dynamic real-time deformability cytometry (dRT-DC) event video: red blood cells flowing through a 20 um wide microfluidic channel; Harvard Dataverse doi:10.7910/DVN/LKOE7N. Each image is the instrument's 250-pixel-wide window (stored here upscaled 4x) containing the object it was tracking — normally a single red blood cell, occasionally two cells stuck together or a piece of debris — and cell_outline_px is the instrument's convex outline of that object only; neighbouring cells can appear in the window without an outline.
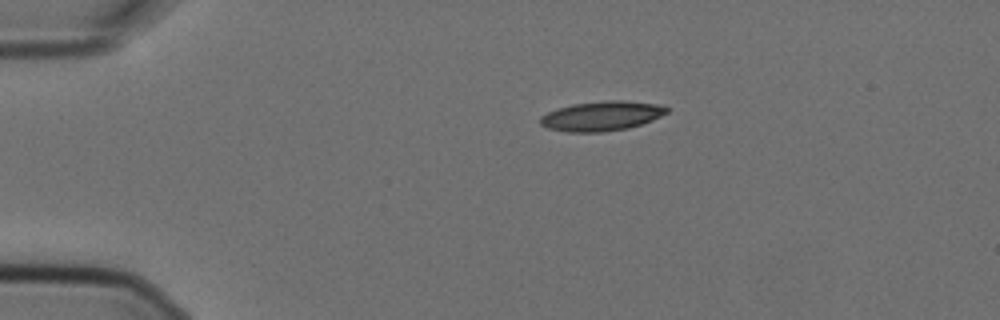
{"species": "Egyptian fruit bat (a non-hibernating species)", "species_latin": "Rousettus aegyptiacus", "temperature_condition": "cold", "stored_images_in_passage": 7, "camera_frame_rate_fps": 3000, "um_per_image_px": 0.085, "animal": {"sex": "female"}, "frame": {"image": 1, "passage_image": 1, "time_ms": 0.0, "image_size_px": [1000, 320], "cell_outline_px": [[668, 112], [652, 120], [628, 128], [604, 132], [568, 132], [548, 128], [540, 124], [540, 116], [556, 108], [572, 104], [608, 100], [624, 100], [656, 104], [668, 108]], "centroid_in_image_um": [51.11, 9.86], "position_along_channel_um": 33.9, "area_um2": 21.79}}
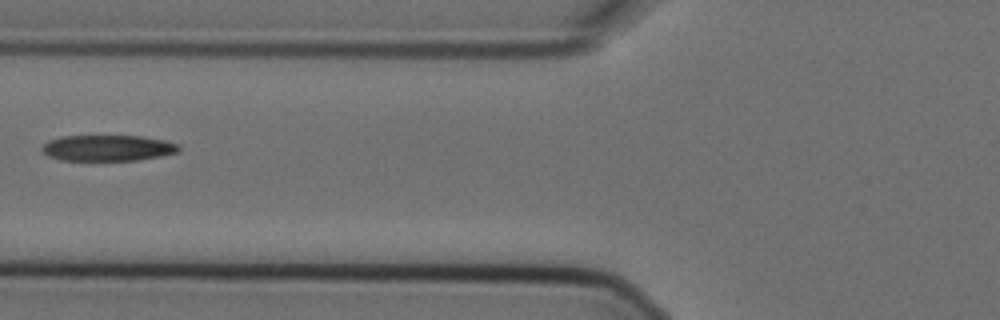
{"frame": {"image": 2, "passage_image": 4, "time_ms": 1.0, "image_size_px": [1000, 320], "cell_outline_px": [[180, 152], [160, 156], [136, 160], [60, 160], [48, 156], [40, 152], [40, 148], [48, 140], [60, 136], [140, 136], [164, 140], [180, 144]], "centroid_in_image_um": [9.13, 12.58], "position_along_channel_um": 116.7, "area_um2": 20.87}}
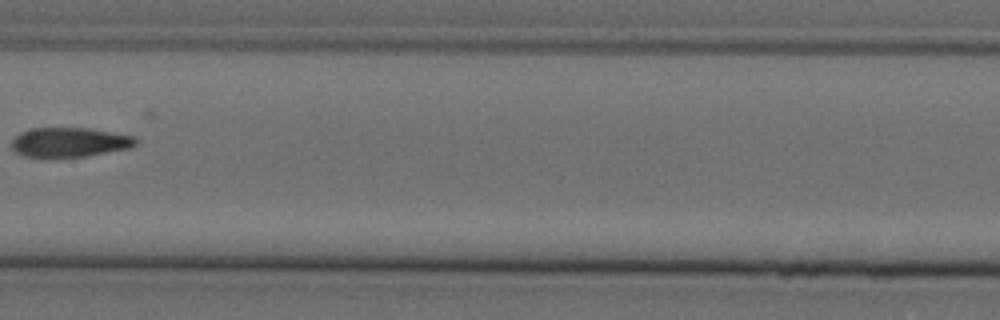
{"frame": {"image": 3, "passage_image": 6, "time_ms": 1.667, "image_size_px": [1000, 320], "cell_outline_px": [[140, 140], [132, 148], [84, 156], [24, 156], [16, 152], [12, 148], [12, 140], [20, 132], [32, 128], [88, 128], [136, 136]], "centroid_in_image_um": [5.97, 12.07], "position_along_channel_um": 201.4, "area_um2": 21.21}}